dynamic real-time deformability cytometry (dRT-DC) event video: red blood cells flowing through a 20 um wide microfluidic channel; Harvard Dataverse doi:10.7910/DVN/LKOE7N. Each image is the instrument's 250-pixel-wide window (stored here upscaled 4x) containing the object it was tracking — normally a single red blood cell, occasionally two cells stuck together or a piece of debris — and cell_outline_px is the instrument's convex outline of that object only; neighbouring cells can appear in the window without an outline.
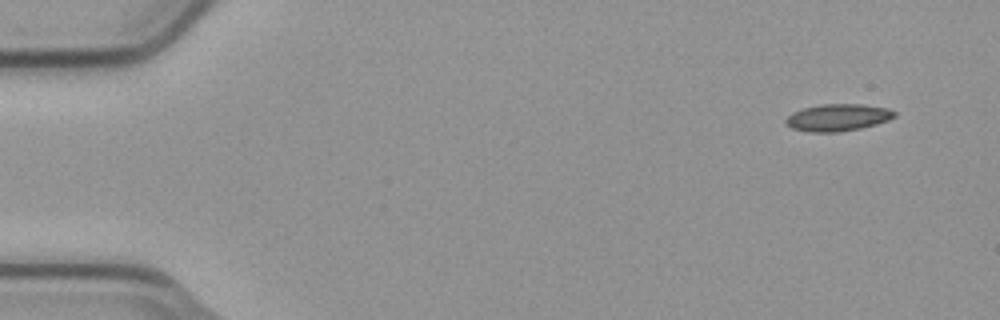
{"species": "common noctule bat (a hibernating species)", "species_latin": "Nyctalus noctula", "temperature_condition": "cold", "stored_images_in_passage": 7, "camera_frame_rate_fps": 3000, "um_per_image_px": 0.085, "animal": {"sex": "male", "body_mass_g": 23.1, "forearm_length_mm": 52.7}, "frame": {"image": 1, "passage_image": 1, "time_ms": 0.0, "image_size_px": [1000, 320], "cell_outline_px": [[896, 116], [888, 120], [876, 124], [860, 128], [836, 132], [812, 132], [792, 128], [784, 124], [784, 120], [792, 112], [804, 108], [820, 104], [860, 104], [888, 108], [896, 112]], "centroid_in_image_um": [71.2, 9.98], "position_along_channel_um": 13.8, "area_um2": 17.11}}
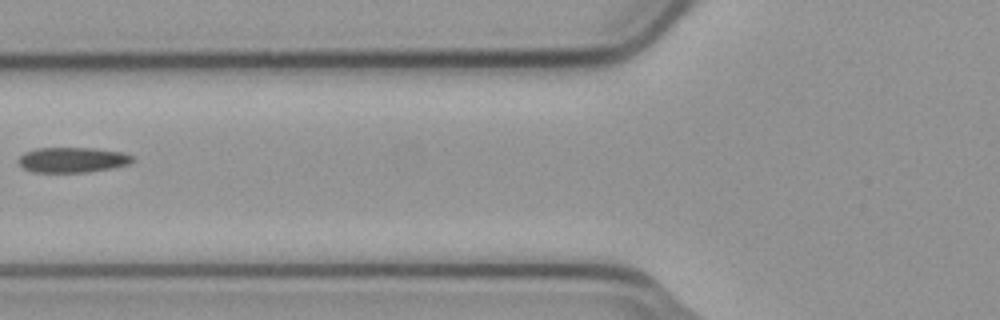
{"frame": {"image": 2, "passage_image": 6, "time_ms": 1.667, "image_size_px": [1000, 320], "cell_outline_px": [[132, 160], [128, 164], [112, 168], [88, 172], [32, 172], [24, 168], [20, 164], [20, 156], [24, 152], [36, 148], [96, 148], [124, 152], [132, 156]], "centroid_in_image_um": [6.17, 13.58], "position_along_channel_um": 119.6, "area_um2": 16.7}}
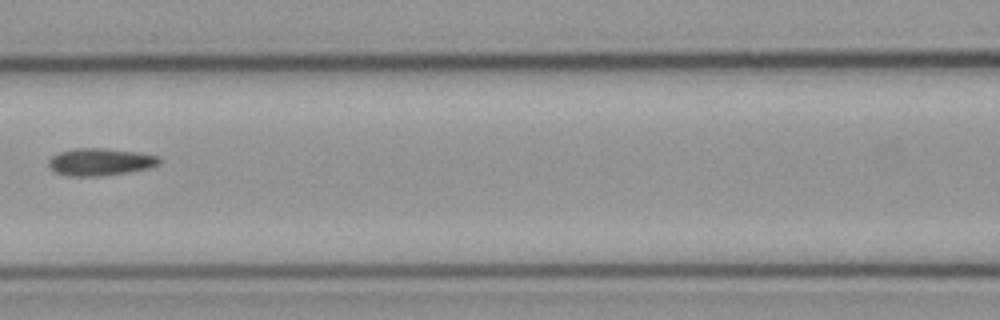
{"frame": {"image": 3, "passage_image": 7, "time_ms": 2.0, "image_size_px": [1000, 320], "cell_outline_px": [[160, 164], [152, 168], [128, 172], [100, 176], [68, 176], [56, 172], [48, 168], [48, 160], [52, 156], [60, 152], [76, 148], [104, 148], [136, 152], [156, 156], [160, 160]], "centroid_in_image_um": [8.5, 13.77], "position_along_channel_um": 158.1, "area_um2": 17.63}}